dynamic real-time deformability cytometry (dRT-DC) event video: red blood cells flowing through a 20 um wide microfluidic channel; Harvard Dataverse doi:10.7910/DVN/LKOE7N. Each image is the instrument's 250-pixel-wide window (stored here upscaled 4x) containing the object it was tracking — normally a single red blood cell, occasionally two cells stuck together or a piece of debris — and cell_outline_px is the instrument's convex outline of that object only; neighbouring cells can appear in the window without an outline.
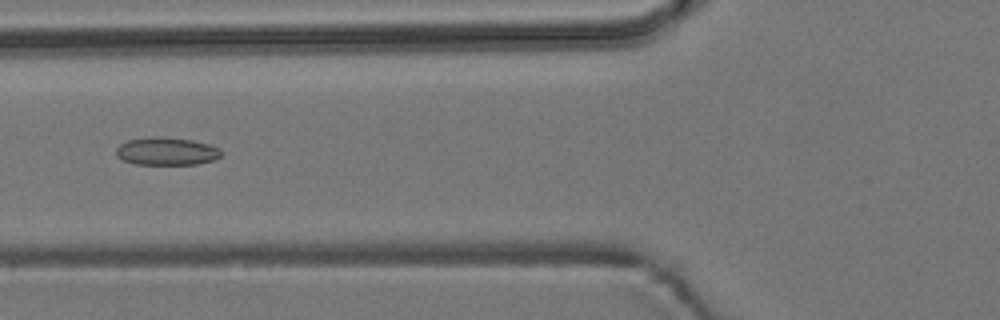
{"species": "common noctule bat (a hibernating species)", "species_latin": "Nyctalus noctula", "temperature_condition": "room temperature", "stored_images_in_passage": 8, "camera_frame_rate_fps": 3000, "um_per_image_px": 0.085, "animal": {"sex": "male", "body_mass_g": 19.2, "forearm_length_mm": 51.8}, "frame": {"image": 1, "passage_image": 6, "time_ms": 5.667, "image_size_px": [1000, 320], "cell_outline_px": [[220, 156], [212, 160], [196, 164], [136, 164], [124, 160], [116, 156], [116, 148], [120, 144], [128, 140], [152, 136], [160, 136], [192, 140], [208, 144], [220, 148]], "centroid_in_image_um": [14.13, 12.85], "position_along_channel_um": 111.7, "area_um2": 16.94}}
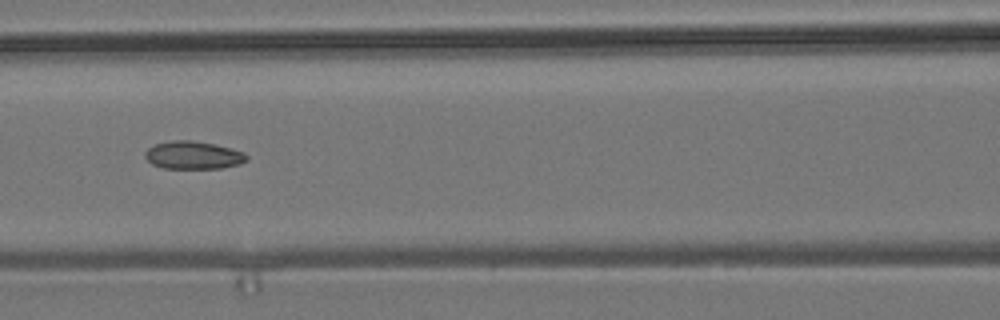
{"frame": {"image": 2, "passage_image": 7, "time_ms": 6.667, "image_size_px": [1000, 320], "cell_outline_px": [[248, 160], [240, 164], [220, 168], [164, 168], [152, 164], [144, 156], [144, 152], [148, 148], [156, 144], [172, 140], [192, 140], [212, 144], [244, 152], [248, 156]], "centroid_in_image_um": [16.41, 13.19], "position_along_channel_um": 150.2, "area_um2": 16.36}}
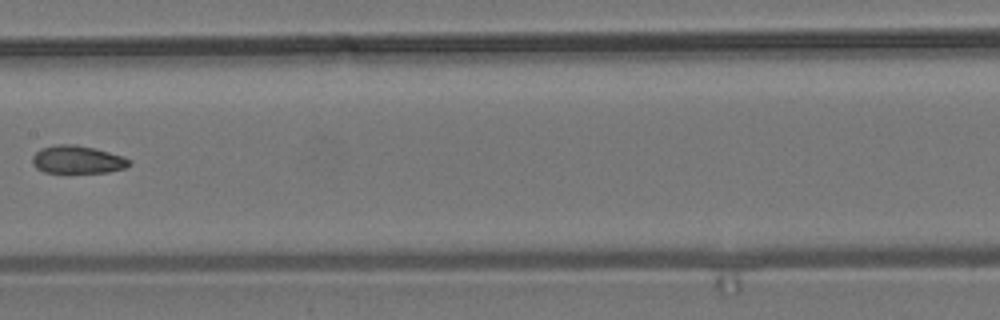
{"frame": {"image": 3, "passage_image": 8, "time_ms": 8.0, "image_size_px": [1000, 320], "cell_outline_px": [[132, 164], [124, 168], [108, 172], [64, 176], [44, 172], [36, 168], [32, 164], [32, 156], [40, 148], [56, 144], [76, 144], [96, 148], [124, 156], [132, 160]], "centroid_in_image_um": [6.57, 13.61], "position_along_channel_um": 200.8, "area_um2": 16.88}}